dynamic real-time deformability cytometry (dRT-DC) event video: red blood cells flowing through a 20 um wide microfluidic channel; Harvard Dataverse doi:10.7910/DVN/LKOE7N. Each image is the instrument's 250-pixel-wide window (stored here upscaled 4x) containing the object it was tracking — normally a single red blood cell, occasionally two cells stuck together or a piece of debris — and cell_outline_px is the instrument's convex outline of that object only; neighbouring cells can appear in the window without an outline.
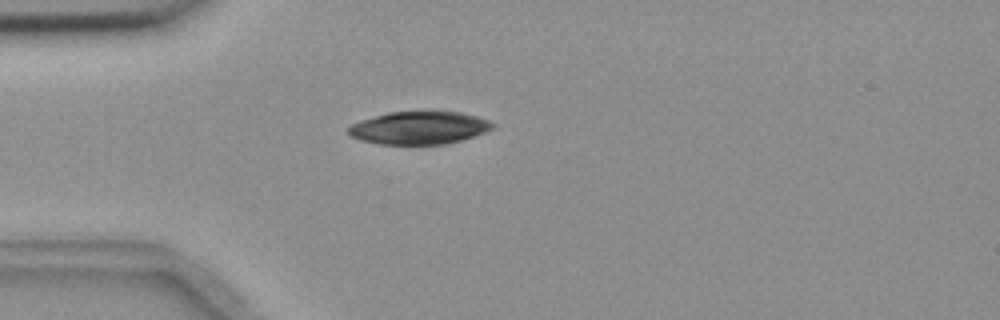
{"species": "common noctule bat (a hibernating species)", "species_latin": "Nyctalus noctula", "temperature_condition": "room temperature", "stored_images_in_passage": 1, "camera_frame_rate_fps": 3000, "um_per_image_px": 0.085, "animal": {"sex": "female", "body_mass_g": 18.4}, "frame": {"image": 1, "passage_image": 1, "time_ms": 0.0, "image_size_px": [1000, 320], "cell_outline_px": [[496, 124], [492, 128], [484, 132], [448, 144], [380, 144], [360, 140], [352, 136], [348, 132], [348, 128], [352, 124], [360, 120], [388, 112], [432, 108], [460, 112], [476, 116], [488, 120]], "centroid_in_image_um": [35.64, 10.81], "position_along_channel_um": 49.4, "area_um2": 28.32}}